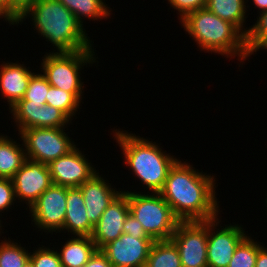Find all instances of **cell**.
Here are the masks:
<instances>
[{
  "mask_svg": "<svg viewBox=\"0 0 267 267\" xmlns=\"http://www.w3.org/2000/svg\"><path fill=\"white\" fill-rule=\"evenodd\" d=\"M37 0H11V24H13Z\"/></svg>",
  "mask_w": 267,
  "mask_h": 267,
  "instance_id": "cell-34",
  "label": "cell"
},
{
  "mask_svg": "<svg viewBox=\"0 0 267 267\" xmlns=\"http://www.w3.org/2000/svg\"><path fill=\"white\" fill-rule=\"evenodd\" d=\"M23 267H34V265L33 262L30 259H28Z\"/></svg>",
  "mask_w": 267,
  "mask_h": 267,
  "instance_id": "cell-40",
  "label": "cell"
},
{
  "mask_svg": "<svg viewBox=\"0 0 267 267\" xmlns=\"http://www.w3.org/2000/svg\"><path fill=\"white\" fill-rule=\"evenodd\" d=\"M153 242L152 238H134L123 233L100 250L113 267H145Z\"/></svg>",
  "mask_w": 267,
  "mask_h": 267,
  "instance_id": "cell-12",
  "label": "cell"
},
{
  "mask_svg": "<svg viewBox=\"0 0 267 267\" xmlns=\"http://www.w3.org/2000/svg\"><path fill=\"white\" fill-rule=\"evenodd\" d=\"M255 267H267V248L258 251Z\"/></svg>",
  "mask_w": 267,
  "mask_h": 267,
  "instance_id": "cell-38",
  "label": "cell"
},
{
  "mask_svg": "<svg viewBox=\"0 0 267 267\" xmlns=\"http://www.w3.org/2000/svg\"><path fill=\"white\" fill-rule=\"evenodd\" d=\"M129 213L127 191H122L103 212L93 228L90 237L98 250L123 234V224Z\"/></svg>",
  "mask_w": 267,
  "mask_h": 267,
  "instance_id": "cell-14",
  "label": "cell"
},
{
  "mask_svg": "<svg viewBox=\"0 0 267 267\" xmlns=\"http://www.w3.org/2000/svg\"><path fill=\"white\" fill-rule=\"evenodd\" d=\"M145 267H182L176 245L171 240L154 241Z\"/></svg>",
  "mask_w": 267,
  "mask_h": 267,
  "instance_id": "cell-21",
  "label": "cell"
},
{
  "mask_svg": "<svg viewBox=\"0 0 267 267\" xmlns=\"http://www.w3.org/2000/svg\"><path fill=\"white\" fill-rule=\"evenodd\" d=\"M246 0H207L206 8L221 19L233 24L244 36L243 30L246 14Z\"/></svg>",
  "mask_w": 267,
  "mask_h": 267,
  "instance_id": "cell-19",
  "label": "cell"
},
{
  "mask_svg": "<svg viewBox=\"0 0 267 267\" xmlns=\"http://www.w3.org/2000/svg\"><path fill=\"white\" fill-rule=\"evenodd\" d=\"M80 101L69 92L53 86L49 87L48 95H46V104L58 108L64 112L70 119L75 116Z\"/></svg>",
  "mask_w": 267,
  "mask_h": 267,
  "instance_id": "cell-24",
  "label": "cell"
},
{
  "mask_svg": "<svg viewBox=\"0 0 267 267\" xmlns=\"http://www.w3.org/2000/svg\"><path fill=\"white\" fill-rule=\"evenodd\" d=\"M30 253L18 243L3 241L0 243V267H23Z\"/></svg>",
  "mask_w": 267,
  "mask_h": 267,
  "instance_id": "cell-25",
  "label": "cell"
},
{
  "mask_svg": "<svg viewBox=\"0 0 267 267\" xmlns=\"http://www.w3.org/2000/svg\"><path fill=\"white\" fill-rule=\"evenodd\" d=\"M105 181L99 173H96L79 187L85 201L88 221L93 226L99 221L107 207L122 192V190L120 192L116 191Z\"/></svg>",
  "mask_w": 267,
  "mask_h": 267,
  "instance_id": "cell-15",
  "label": "cell"
},
{
  "mask_svg": "<svg viewBox=\"0 0 267 267\" xmlns=\"http://www.w3.org/2000/svg\"><path fill=\"white\" fill-rule=\"evenodd\" d=\"M115 134V135H114ZM116 142L123 150L126 165L152 193H159L165 184L169 169L178 160L162 152L154 142L128 134L124 131L113 133Z\"/></svg>",
  "mask_w": 267,
  "mask_h": 267,
  "instance_id": "cell-4",
  "label": "cell"
},
{
  "mask_svg": "<svg viewBox=\"0 0 267 267\" xmlns=\"http://www.w3.org/2000/svg\"><path fill=\"white\" fill-rule=\"evenodd\" d=\"M94 226L88 221L87 210L79 187H67V209L62 230L78 235L91 236Z\"/></svg>",
  "mask_w": 267,
  "mask_h": 267,
  "instance_id": "cell-17",
  "label": "cell"
},
{
  "mask_svg": "<svg viewBox=\"0 0 267 267\" xmlns=\"http://www.w3.org/2000/svg\"><path fill=\"white\" fill-rule=\"evenodd\" d=\"M61 2L67 9H69L78 20V8L80 0H58Z\"/></svg>",
  "mask_w": 267,
  "mask_h": 267,
  "instance_id": "cell-37",
  "label": "cell"
},
{
  "mask_svg": "<svg viewBox=\"0 0 267 267\" xmlns=\"http://www.w3.org/2000/svg\"><path fill=\"white\" fill-rule=\"evenodd\" d=\"M177 160L169 169L159 192L180 221H208L217 218L215 179Z\"/></svg>",
  "mask_w": 267,
  "mask_h": 267,
  "instance_id": "cell-1",
  "label": "cell"
},
{
  "mask_svg": "<svg viewBox=\"0 0 267 267\" xmlns=\"http://www.w3.org/2000/svg\"><path fill=\"white\" fill-rule=\"evenodd\" d=\"M0 14L11 24V0H0Z\"/></svg>",
  "mask_w": 267,
  "mask_h": 267,
  "instance_id": "cell-36",
  "label": "cell"
},
{
  "mask_svg": "<svg viewBox=\"0 0 267 267\" xmlns=\"http://www.w3.org/2000/svg\"><path fill=\"white\" fill-rule=\"evenodd\" d=\"M71 119L61 110L51 105L41 106L39 128H64Z\"/></svg>",
  "mask_w": 267,
  "mask_h": 267,
  "instance_id": "cell-29",
  "label": "cell"
},
{
  "mask_svg": "<svg viewBox=\"0 0 267 267\" xmlns=\"http://www.w3.org/2000/svg\"><path fill=\"white\" fill-rule=\"evenodd\" d=\"M64 128H27L19 135L22 138L26 158L49 164L66 155L76 145L64 132Z\"/></svg>",
  "mask_w": 267,
  "mask_h": 267,
  "instance_id": "cell-7",
  "label": "cell"
},
{
  "mask_svg": "<svg viewBox=\"0 0 267 267\" xmlns=\"http://www.w3.org/2000/svg\"><path fill=\"white\" fill-rule=\"evenodd\" d=\"M6 135H0V178L11 179L26 159L25 149Z\"/></svg>",
  "mask_w": 267,
  "mask_h": 267,
  "instance_id": "cell-20",
  "label": "cell"
},
{
  "mask_svg": "<svg viewBox=\"0 0 267 267\" xmlns=\"http://www.w3.org/2000/svg\"><path fill=\"white\" fill-rule=\"evenodd\" d=\"M32 74L23 64L12 62L1 65L0 89L9 102V109L25 96Z\"/></svg>",
  "mask_w": 267,
  "mask_h": 267,
  "instance_id": "cell-16",
  "label": "cell"
},
{
  "mask_svg": "<svg viewBox=\"0 0 267 267\" xmlns=\"http://www.w3.org/2000/svg\"><path fill=\"white\" fill-rule=\"evenodd\" d=\"M84 267H113V265L108 261L101 250H97Z\"/></svg>",
  "mask_w": 267,
  "mask_h": 267,
  "instance_id": "cell-35",
  "label": "cell"
},
{
  "mask_svg": "<svg viewBox=\"0 0 267 267\" xmlns=\"http://www.w3.org/2000/svg\"><path fill=\"white\" fill-rule=\"evenodd\" d=\"M259 49H267V40L258 48Z\"/></svg>",
  "mask_w": 267,
  "mask_h": 267,
  "instance_id": "cell-41",
  "label": "cell"
},
{
  "mask_svg": "<svg viewBox=\"0 0 267 267\" xmlns=\"http://www.w3.org/2000/svg\"><path fill=\"white\" fill-rule=\"evenodd\" d=\"M27 16L32 17L36 32L55 46L56 53L92 49L83 25L58 0H37L12 25L19 24Z\"/></svg>",
  "mask_w": 267,
  "mask_h": 267,
  "instance_id": "cell-2",
  "label": "cell"
},
{
  "mask_svg": "<svg viewBox=\"0 0 267 267\" xmlns=\"http://www.w3.org/2000/svg\"><path fill=\"white\" fill-rule=\"evenodd\" d=\"M262 247L246 236L236 247L228 267H255L258 251Z\"/></svg>",
  "mask_w": 267,
  "mask_h": 267,
  "instance_id": "cell-23",
  "label": "cell"
},
{
  "mask_svg": "<svg viewBox=\"0 0 267 267\" xmlns=\"http://www.w3.org/2000/svg\"><path fill=\"white\" fill-rule=\"evenodd\" d=\"M103 0H80L78 8V21L83 25V20L81 17L88 19L98 20L102 18H108L110 16L109 7L105 5ZM107 6V7H106ZM84 15V16H83Z\"/></svg>",
  "mask_w": 267,
  "mask_h": 267,
  "instance_id": "cell-28",
  "label": "cell"
},
{
  "mask_svg": "<svg viewBox=\"0 0 267 267\" xmlns=\"http://www.w3.org/2000/svg\"><path fill=\"white\" fill-rule=\"evenodd\" d=\"M180 21L202 50L227 57L238 55L241 62L250 56L246 49L245 36L233 24L213 14L206 7L187 14Z\"/></svg>",
  "mask_w": 267,
  "mask_h": 267,
  "instance_id": "cell-3",
  "label": "cell"
},
{
  "mask_svg": "<svg viewBox=\"0 0 267 267\" xmlns=\"http://www.w3.org/2000/svg\"><path fill=\"white\" fill-rule=\"evenodd\" d=\"M94 49L75 51L73 53L50 52L44 55L43 75L48 83L56 88L72 93L79 101L82 99L83 82L80 69L87 63L95 62ZM94 59V60H93Z\"/></svg>",
  "mask_w": 267,
  "mask_h": 267,
  "instance_id": "cell-6",
  "label": "cell"
},
{
  "mask_svg": "<svg viewBox=\"0 0 267 267\" xmlns=\"http://www.w3.org/2000/svg\"><path fill=\"white\" fill-rule=\"evenodd\" d=\"M32 253L30 252L29 259L33 262L34 267H62L57 250L54 251L43 246Z\"/></svg>",
  "mask_w": 267,
  "mask_h": 267,
  "instance_id": "cell-30",
  "label": "cell"
},
{
  "mask_svg": "<svg viewBox=\"0 0 267 267\" xmlns=\"http://www.w3.org/2000/svg\"><path fill=\"white\" fill-rule=\"evenodd\" d=\"M123 233L134 238H151L144 231L142 224L135 219L130 213L127 215L123 224Z\"/></svg>",
  "mask_w": 267,
  "mask_h": 267,
  "instance_id": "cell-33",
  "label": "cell"
},
{
  "mask_svg": "<svg viewBox=\"0 0 267 267\" xmlns=\"http://www.w3.org/2000/svg\"><path fill=\"white\" fill-rule=\"evenodd\" d=\"M67 209V187L52 184L29 209L37 228L56 232L64 226Z\"/></svg>",
  "mask_w": 267,
  "mask_h": 267,
  "instance_id": "cell-9",
  "label": "cell"
},
{
  "mask_svg": "<svg viewBox=\"0 0 267 267\" xmlns=\"http://www.w3.org/2000/svg\"><path fill=\"white\" fill-rule=\"evenodd\" d=\"M255 6L259 8V12L267 10V0H253ZM262 10V11H261Z\"/></svg>",
  "mask_w": 267,
  "mask_h": 267,
  "instance_id": "cell-39",
  "label": "cell"
},
{
  "mask_svg": "<svg viewBox=\"0 0 267 267\" xmlns=\"http://www.w3.org/2000/svg\"><path fill=\"white\" fill-rule=\"evenodd\" d=\"M218 218L208 220L207 263L208 267H228L234 251L247 236L239 225H230L217 231ZM216 229V232L213 230Z\"/></svg>",
  "mask_w": 267,
  "mask_h": 267,
  "instance_id": "cell-10",
  "label": "cell"
},
{
  "mask_svg": "<svg viewBox=\"0 0 267 267\" xmlns=\"http://www.w3.org/2000/svg\"><path fill=\"white\" fill-rule=\"evenodd\" d=\"M15 198L12 180L0 178V212L10 208L14 204Z\"/></svg>",
  "mask_w": 267,
  "mask_h": 267,
  "instance_id": "cell-32",
  "label": "cell"
},
{
  "mask_svg": "<svg viewBox=\"0 0 267 267\" xmlns=\"http://www.w3.org/2000/svg\"><path fill=\"white\" fill-rule=\"evenodd\" d=\"M259 13L257 22L248 29L245 36L246 49L249 55L257 52L258 48L267 40V10Z\"/></svg>",
  "mask_w": 267,
  "mask_h": 267,
  "instance_id": "cell-26",
  "label": "cell"
},
{
  "mask_svg": "<svg viewBox=\"0 0 267 267\" xmlns=\"http://www.w3.org/2000/svg\"><path fill=\"white\" fill-rule=\"evenodd\" d=\"M50 86L43 74L33 73L23 98L31 103L46 105V95Z\"/></svg>",
  "mask_w": 267,
  "mask_h": 267,
  "instance_id": "cell-27",
  "label": "cell"
},
{
  "mask_svg": "<svg viewBox=\"0 0 267 267\" xmlns=\"http://www.w3.org/2000/svg\"><path fill=\"white\" fill-rule=\"evenodd\" d=\"M41 106H43V104L31 103V101L23 98L10 108V112L14 116L13 119L18 126L19 133L23 129L39 128Z\"/></svg>",
  "mask_w": 267,
  "mask_h": 267,
  "instance_id": "cell-22",
  "label": "cell"
},
{
  "mask_svg": "<svg viewBox=\"0 0 267 267\" xmlns=\"http://www.w3.org/2000/svg\"><path fill=\"white\" fill-rule=\"evenodd\" d=\"M129 212L154 241L170 240L180 220L160 193L138 194L127 191Z\"/></svg>",
  "mask_w": 267,
  "mask_h": 267,
  "instance_id": "cell-5",
  "label": "cell"
},
{
  "mask_svg": "<svg viewBox=\"0 0 267 267\" xmlns=\"http://www.w3.org/2000/svg\"><path fill=\"white\" fill-rule=\"evenodd\" d=\"M11 180L16 199L27 201L29 209L39 196L52 185L48 165L28 158L25 159Z\"/></svg>",
  "mask_w": 267,
  "mask_h": 267,
  "instance_id": "cell-11",
  "label": "cell"
},
{
  "mask_svg": "<svg viewBox=\"0 0 267 267\" xmlns=\"http://www.w3.org/2000/svg\"><path fill=\"white\" fill-rule=\"evenodd\" d=\"M48 168L52 184L69 188L80 187L97 173L76 146L66 155L50 162Z\"/></svg>",
  "mask_w": 267,
  "mask_h": 267,
  "instance_id": "cell-13",
  "label": "cell"
},
{
  "mask_svg": "<svg viewBox=\"0 0 267 267\" xmlns=\"http://www.w3.org/2000/svg\"><path fill=\"white\" fill-rule=\"evenodd\" d=\"M58 252L62 267H84L98 250L90 236L71 237Z\"/></svg>",
  "mask_w": 267,
  "mask_h": 267,
  "instance_id": "cell-18",
  "label": "cell"
},
{
  "mask_svg": "<svg viewBox=\"0 0 267 267\" xmlns=\"http://www.w3.org/2000/svg\"><path fill=\"white\" fill-rule=\"evenodd\" d=\"M170 5L180 13V20L187 14L205 8L207 0H168Z\"/></svg>",
  "mask_w": 267,
  "mask_h": 267,
  "instance_id": "cell-31",
  "label": "cell"
},
{
  "mask_svg": "<svg viewBox=\"0 0 267 267\" xmlns=\"http://www.w3.org/2000/svg\"><path fill=\"white\" fill-rule=\"evenodd\" d=\"M208 221H180L171 241L176 245L182 267H208Z\"/></svg>",
  "mask_w": 267,
  "mask_h": 267,
  "instance_id": "cell-8",
  "label": "cell"
}]
</instances>
